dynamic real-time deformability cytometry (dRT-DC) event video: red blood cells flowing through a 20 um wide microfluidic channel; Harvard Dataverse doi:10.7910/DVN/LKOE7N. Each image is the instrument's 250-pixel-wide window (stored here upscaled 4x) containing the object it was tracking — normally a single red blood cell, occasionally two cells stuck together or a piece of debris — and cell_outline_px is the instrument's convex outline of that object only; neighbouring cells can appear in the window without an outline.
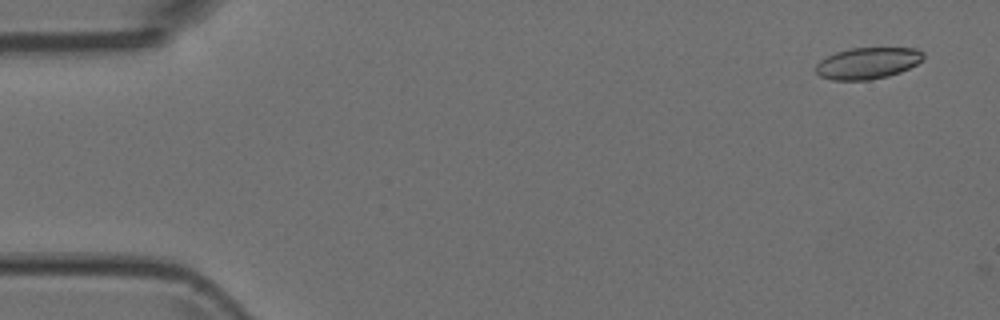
{"species": "Egyptian fruit bat (a non-hibernating species)", "species_latin": "Rousettus aegyptiacus", "temperature_condition": "room temperature", "stored_images_in_passage": 2, "camera_frame_rate_fps": 3000, "um_per_image_px": 0.085, "animal": {"sex": "female"}, "frame": {"image": 1, "passage_image": 1, "time_ms": 0.0, "image_size_px": [1000, 320], "cell_outline_px": [[924, 60], [900, 72], [888, 76], [868, 80], [832, 80], [820, 76], [816, 72], [816, 64], [820, 60], [836, 52], [852, 48], [916, 48], [924, 52]], "centroid_in_image_um": [73.76, 5.37], "position_along_channel_um": 11.2, "area_um2": 19.71}}